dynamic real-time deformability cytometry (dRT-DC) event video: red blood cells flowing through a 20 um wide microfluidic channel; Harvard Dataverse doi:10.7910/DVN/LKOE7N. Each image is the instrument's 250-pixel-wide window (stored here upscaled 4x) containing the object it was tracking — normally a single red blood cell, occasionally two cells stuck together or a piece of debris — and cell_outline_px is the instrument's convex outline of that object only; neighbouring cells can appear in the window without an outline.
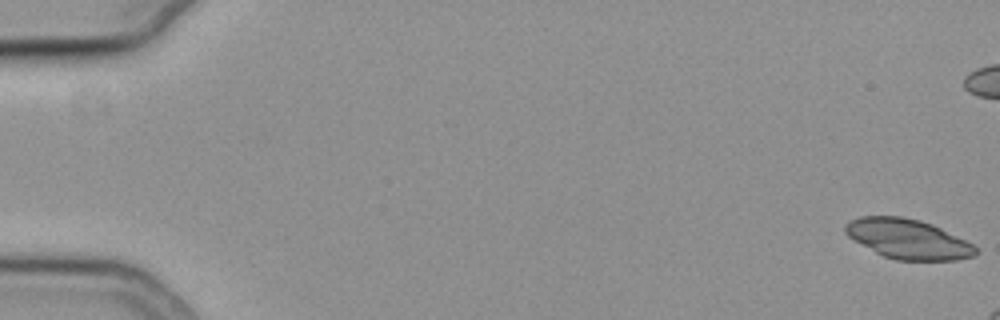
{"species": "common noctule bat (a hibernating species)", "species_latin": "Nyctalus noctula", "temperature_condition": "cold", "stored_images_in_passage": 14, "camera_frame_rate_fps": 3000, "um_per_image_px": 0.085, "animal": {"sex": "female", "body_mass_g": 19.3, "forearm_length_mm": 54.1}, "frame": {"image": 1, "passage_image": 1, "time_ms": 0.0, "image_size_px": [1000, 320], "cell_outline_px": [[976, 256], [956, 260], [896, 260], [884, 256], [876, 252], [848, 236], [844, 232], [844, 228], [848, 220], [860, 216], [904, 216], [920, 220], [932, 224], [972, 244], [976, 248]], "centroid_in_image_um": [77.15, 20.3], "position_along_channel_um": 7.8, "area_um2": 29.94}}